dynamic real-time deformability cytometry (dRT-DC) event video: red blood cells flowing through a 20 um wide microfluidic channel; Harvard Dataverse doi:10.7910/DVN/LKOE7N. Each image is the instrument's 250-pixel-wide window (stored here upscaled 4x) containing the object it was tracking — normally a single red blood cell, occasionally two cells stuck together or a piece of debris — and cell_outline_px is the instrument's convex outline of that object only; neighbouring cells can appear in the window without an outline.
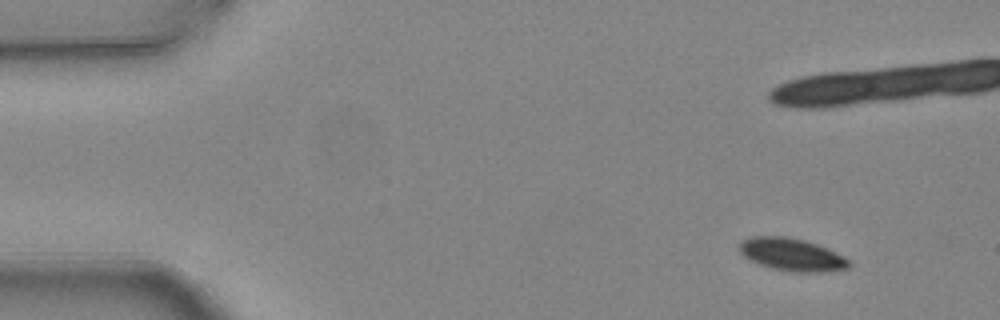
{"species": "common noctule bat (a hibernating species)", "species_latin": "Nyctalus noctula", "temperature_condition": "warm", "stored_images_in_passage": 5, "camera_frame_rate_fps": 3000, "um_per_image_px": 0.085, "animal": {"sex": "female", "body_mass_g": 24.6, "forearm_length_mm": 56.2}, "frame": {"image": 1, "passage_image": 1, "time_ms": 0.0, "image_size_px": [1000, 320], "cell_outline_px": [[852, 264], [848, 268], [820, 272], [792, 272], [772, 268], [760, 264], [744, 256], [740, 252], [740, 240], [752, 236], [784, 236], [804, 240], [828, 248], [848, 260]], "centroid_in_image_um": [67.29, 21.63], "position_along_channel_um": 17.7, "area_um2": 20.63}}